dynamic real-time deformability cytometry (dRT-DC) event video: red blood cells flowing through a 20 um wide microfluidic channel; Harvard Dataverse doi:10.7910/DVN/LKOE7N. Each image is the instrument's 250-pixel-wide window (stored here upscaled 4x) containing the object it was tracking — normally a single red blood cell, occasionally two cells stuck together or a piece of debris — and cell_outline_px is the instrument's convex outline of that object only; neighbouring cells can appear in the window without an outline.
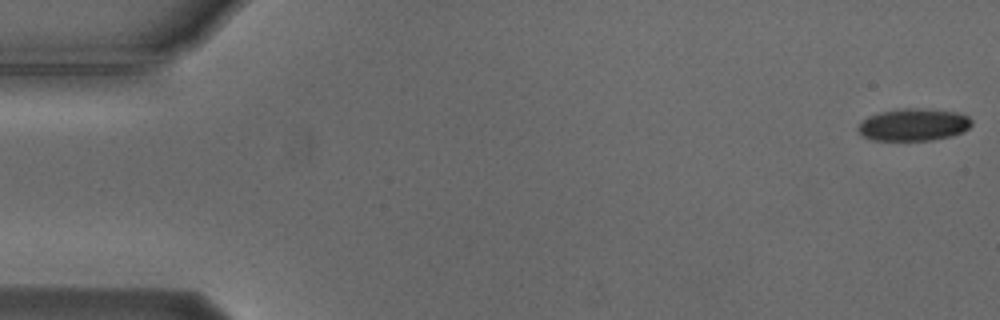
{"species": "Egyptian fruit bat (a non-hibernating species)", "species_latin": "Rousettus aegyptiacus", "temperature_condition": "cold", "stored_images_in_passage": 55, "camera_frame_rate_fps": 3000, "um_per_image_px": 0.085, "animal": {"sex": "male"}, "frame": {"image": 1, "passage_image": 1, "time_ms": 0.0, "image_size_px": [1000, 320], "cell_outline_px": [[972, 124], [964, 132], [952, 136], [932, 140], [872, 140], [864, 136], [856, 128], [868, 116], [880, 112], [900, 108], [916, 108], [956, 112], [968, 116], [972, 120]], "centroid_in_image_um": [77.67, 10.6], "position_along_channel_um": 7.3, "area_um2": 21.33}}
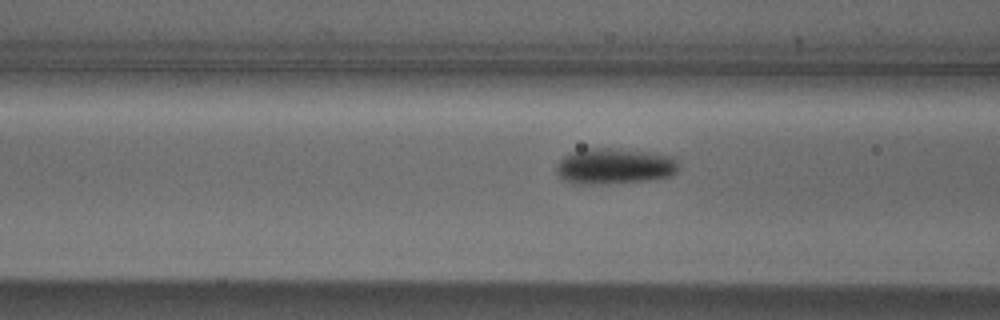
{"frame": {"image": 2, "passage_image": 21, "time_ms": 6.667, "image_size_px": [1000, 320], "cell_outline_px": [[680, 168], [672, 176], [652, 180], [608, 184], [572, 184], [564, 180], [556, 172], [556, 164], [564, 156], [572, 152], [588, 148], [616, 148], [676, 156]], "centroid_in_image_um": [52.26, 14.14], "position_along_channel_um": 114.3, "area_um2": 26.07}}
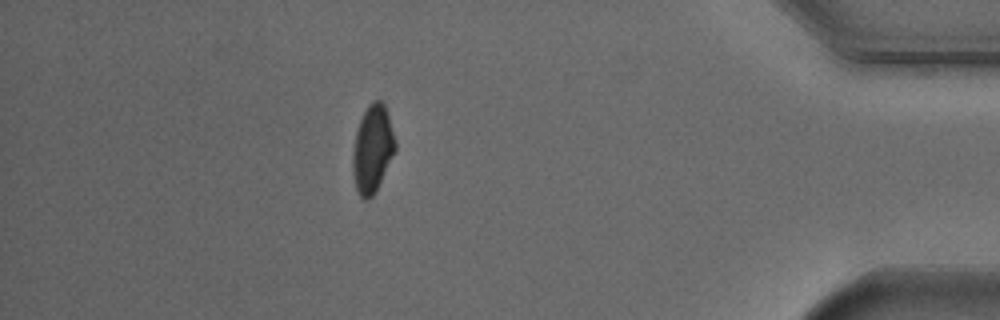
{"frame": {"image": 3, "passage_image": 48, "time_ms": 15.667, "image_size_px": [1000, 320], "cell_outline_px": [[396, 148], [376, 192], [368, 200], [364, 200], [360, 196], [356, 188], [352, 172], [352, 152], [356, 132], [360, 120], [368, 104], [372, 100], [380, 100], [384, 104], [388, 112], [396, 140]], "centroid_in_image_um": [31.66, 12.65], "position_along_channel_um": 403.5, "area_um2": 21.85}, "authors_computed_cell_mechanics": {"area_um2": 23.0622, "velocity_mm_per_s": 3.7441, "shape_relaxation_time_tau1_ms": 2.7361, "shape_relaxation_time_tau2_ms": null, "deformation_change_tau1": 0.0806, "deformation_change_tau2": null}}